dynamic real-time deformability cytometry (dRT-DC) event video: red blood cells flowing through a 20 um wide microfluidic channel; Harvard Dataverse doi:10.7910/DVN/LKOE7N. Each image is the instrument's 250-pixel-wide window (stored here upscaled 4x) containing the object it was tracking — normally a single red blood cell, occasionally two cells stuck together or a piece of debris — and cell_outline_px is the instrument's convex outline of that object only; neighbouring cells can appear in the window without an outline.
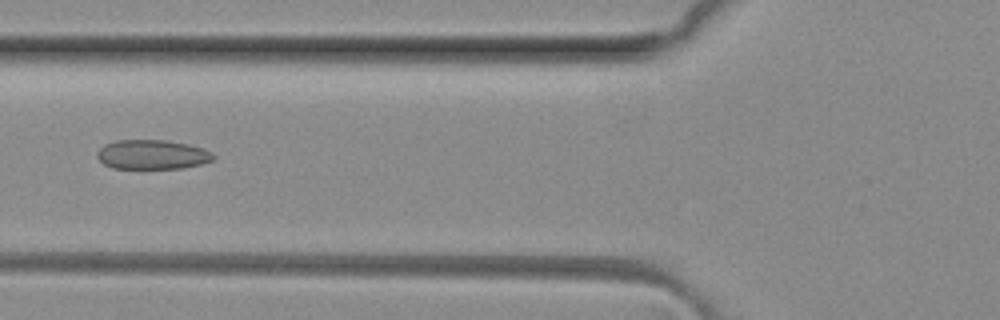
{"species": "common noctule bat (a hibernating species)", "species_latin": "Nyctalus noctula", "temperature_condition": "room temperature", "stored_images_in_passage": 6, "camera_frame_rate_fps": 3000, "um_per_image_px": 0.085, "animal": {"sex": "female", "body_mass_g": 29.2, "forearm_length_mm": 56.3}, "frame": {"image": 1, "passage_image": 6, "time_ms": 1.667, "image_size_px": [1000, 320], "cell_outline_px": [[216, 156], [212, 160], [200, 164], [184, 168], [112, 168], [104, 164], [96, 156], [96, 152], [104, 144], [116, 140], [164, 140], [188, 144], [212, 152]], "centroid_in_image_um": [12.91, 13.13], "position_along_channel_um": 112.9, "area_um2": 19.88}}